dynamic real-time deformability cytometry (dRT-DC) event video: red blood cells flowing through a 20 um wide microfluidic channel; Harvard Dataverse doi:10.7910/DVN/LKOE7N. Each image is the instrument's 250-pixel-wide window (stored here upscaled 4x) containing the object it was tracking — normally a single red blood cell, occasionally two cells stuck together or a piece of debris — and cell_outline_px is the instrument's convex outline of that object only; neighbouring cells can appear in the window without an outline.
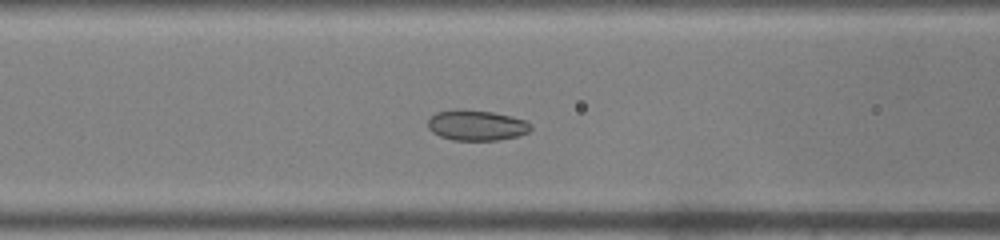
{"species": "common noctule bat (a hibernating species)", "species_latin": "Nyctalus noctula", "temperature_condition": "warm", "stored_images_in_passage": 47, "camera_frame_rate_fps": 3000, "um_per_image_px": 0.085, "animal": {"sex": "male", "body_mass_g": 19.0, "forearm_length_mm": 50.8}, "frame": {"image": 1, "passage_image": 17, "time_ms": 5.333, "image_size_px": [1000, 240], "cell_outline_px": [[532, 128], [528, 132], [516, 136], [496, 140], [452, 140], [440, 136], [432, 132], [428, 128], [428, 120], [436, 112], [460, 108], [492, 112], [512, 116], [528, 120], [532, 124]], "centroid_in_image_um": [40.52, 10.63], "position_along_channel_um": 126.1, "area_um2": 18.44}}
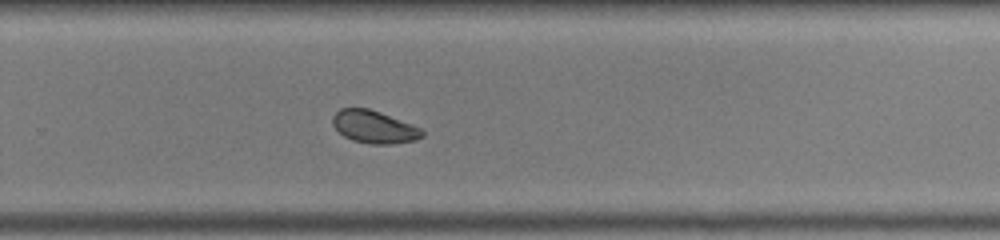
{"frame": {"image": 2, "passage_image": 30, "time_ms": 9.667, "image_size_px": [1000, 240], "cell_outline_px": [[424, 136], [416, 140], [392, 144], [372, 144], [352, 140], [344, 136], [332, 124], [332, 116], [340, 108], [368, 108], [380, 112], [420, 128], [424, 132]], "centroid_in_image_um": [31.78, 10.79], "position_along_channel_um": 298.0, "area_um2": 16.88}}
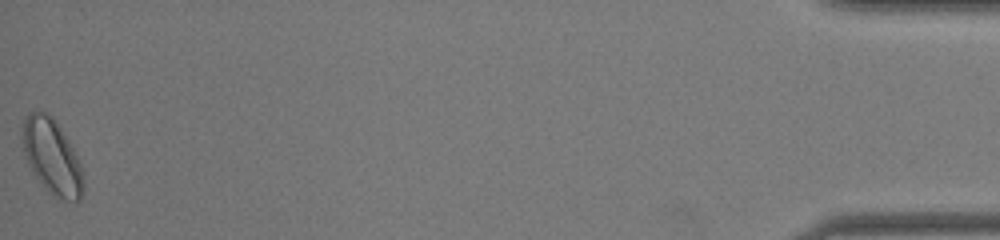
{"frame": {"image": 3, "passage_image": 47, "time_ms": 15.333, "image_size_px": [1000, 240], "cell_outline_px": [[84, 192], [80, 200], [64, 200], [48, 192], [36, 176], [28, 164], [24, 152], [24, 120], [28, 112], [36, 108], [52, 116], [68, 140], [80, 164], [84, 184]], "centroid_in_image_um": [4.43, 13.31], "position_along_channel_um": 430.8, "area_um2": 26.13}, "authors_computed_cell_mechanics": {"area_um2": 18.3804, "velocity_mm_per_s": 3.974, "shape_relaxation_time_tau1_ms": null, "shape_relaxation_time_tau2_ms": 1.1798, "deformation_change_tau1": null, "deformation_change_tau2": 0.0449}}